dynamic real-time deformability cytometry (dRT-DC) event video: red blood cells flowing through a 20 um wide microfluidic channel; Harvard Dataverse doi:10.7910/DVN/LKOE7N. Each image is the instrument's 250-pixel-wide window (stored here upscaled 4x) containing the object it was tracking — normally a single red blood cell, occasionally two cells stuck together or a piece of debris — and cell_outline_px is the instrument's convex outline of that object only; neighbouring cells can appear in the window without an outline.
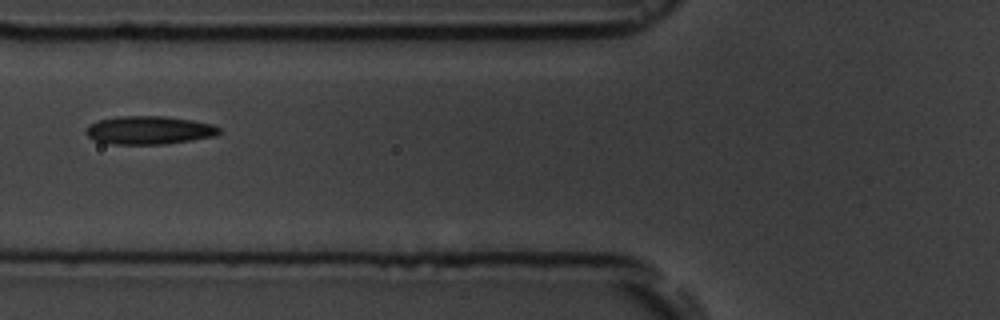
{"species": "common noctule bat (a hibernating species)", "species_latin": "Nyctalus noctula", "temperature_condition": "room temperature", "stored_images_in_passage": 12, "camera_frame_rate_fps": 3000, "um_per_image_px": 0.085, "animal": {"sex": "male", "body_mass_g": 19.5, "forearm_length_mm": 54.6}, "frame": {"image": 1, "passage_image": 7, "time_ms": 7.0, "image_size_px": [1000, 320], "cell_outline_px": [[220, 132], [216, 136], [192, 140], [164, 144], [112, 144], [96, 140], [88, 136], [84, 132], [92, 124], [100, 120], [116, 116], [164, 116], [192, 120], [212, 124], [220, 128]], "centroid_in_image_um": [12.71, 11.06], "position_along_channel_um": 113.1, "area_um2": 21.79}}